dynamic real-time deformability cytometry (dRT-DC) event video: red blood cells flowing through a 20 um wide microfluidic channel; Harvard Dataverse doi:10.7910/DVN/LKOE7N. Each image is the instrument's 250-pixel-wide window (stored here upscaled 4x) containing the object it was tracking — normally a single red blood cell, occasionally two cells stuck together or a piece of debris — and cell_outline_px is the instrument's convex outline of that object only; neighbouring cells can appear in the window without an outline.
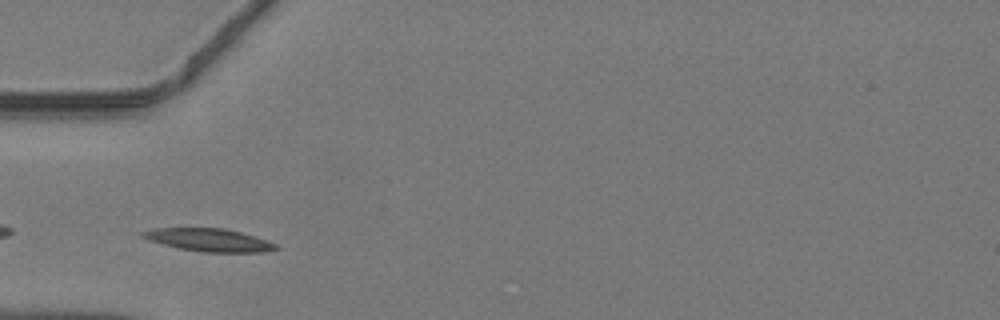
{"species": "common noctule bat (a hibernating species)", "species_latin": "Nyctalus noctula", "temperature_condition": "warm", "stored_images_in_passage": 36, "camera_frame_rate_fps": 3000, "um_per_image_px": 0.085, "animal": {"sex": "male", "body_mass_g": 19.2, "forearm_length_mm": 51.8}, "frame": {"image": 1, "passage_image": 5, "time_ms": 1.333, "image_size_px": [1000, 320], "cell_outline_px": [[280, 248], [264, 252], [200, 252], [180, 248], [148, 240], [140, 236], [140, 232], [156, 228], [224, 228], [240, 232], [276, 244]], "centroid_in_image_um": [17.73, 20.4], "position_along_channel_um": 67.3, "area_um2": 17.51}}
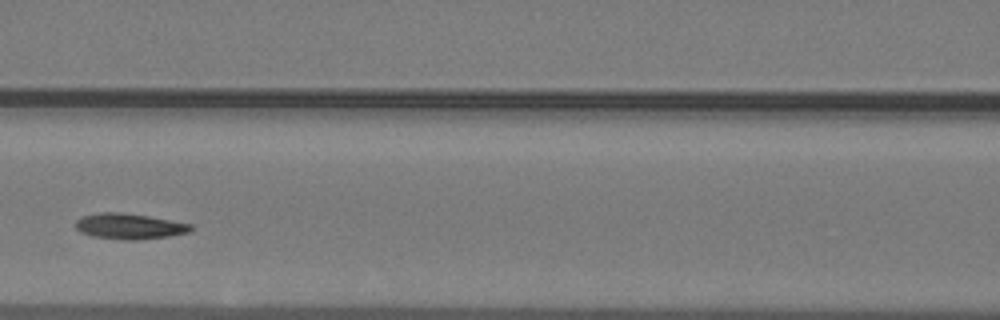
{"frame": {"image": 2, "passage_image": 11, "time_ms": 3.333, "image_size_px": [1000, 320], "cell_outline_px": [[192, 232], [168, 236], [136, 240], [124, 240], [92, 236], [80, 232], [76, 228], [76, 220], [84, 216], [100, 212], [120, 212], [148, 216], [192, 224]], "centroid_in_image_um": [11.01, 19.24], "position_along_channel_um": 155.6, "area_um2": 17.17}}
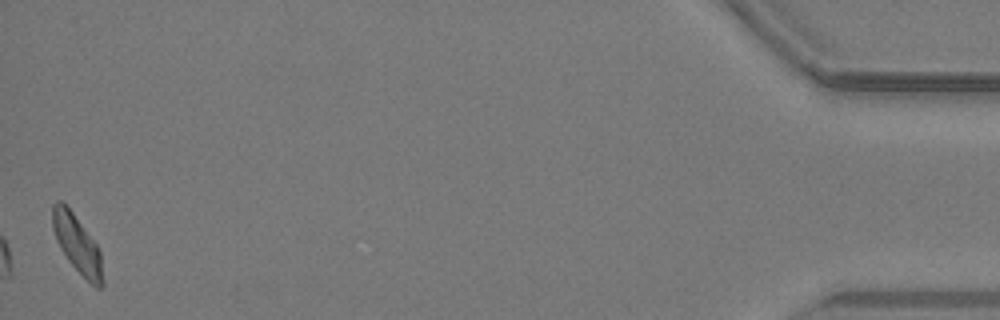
{"frame": {"image": 3, "passage_image": 36, "time_ms": 11.667, "image_size_px": [1000, 320], "cell_outline_px": [[104, 284], [100, 288], [96, 288], [68, 260], [60, 248], [56, 240], [52, 228], [52, 204], [56, 200], [60, 200], [72, 212], [96, 244], [100, 252], [104, 280]], "centroid_in_image_um": [6.55, 20.75], "position_along_channel_um": 428.7, "area_um2": 16.65}}